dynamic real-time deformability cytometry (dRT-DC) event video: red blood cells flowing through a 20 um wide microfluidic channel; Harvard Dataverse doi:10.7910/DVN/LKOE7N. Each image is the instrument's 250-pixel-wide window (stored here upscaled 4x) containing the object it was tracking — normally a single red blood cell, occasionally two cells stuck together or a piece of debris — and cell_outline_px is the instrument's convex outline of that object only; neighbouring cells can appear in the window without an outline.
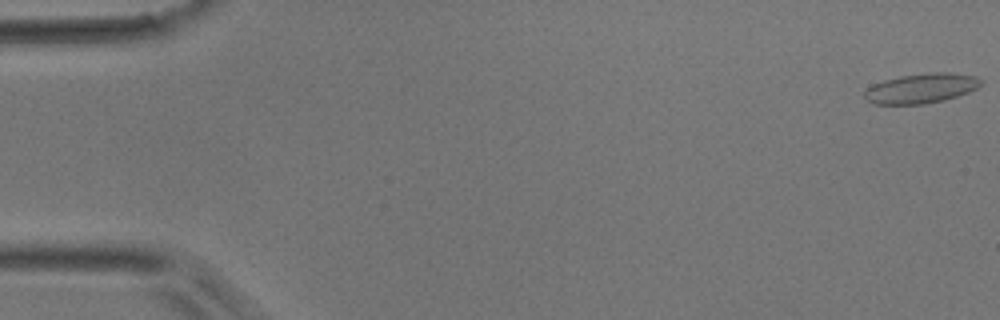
{"species": "common noctule bat (a hibernating species)", "species_latin": "Nyctalus noctula", "temperature_condition": "room temperature", "stored_images_in_passage": 50, "camera_frame_rate_fps": 3000, "um_per_image_px": 0.085, "animal": {"sex": "male", "body_mass_g": 17.9}, "frame": {"image": 1, "passage_image": 1, "time_ms": 0.0, "image_size_px": [1000, 320], "cell_outline_px": [[984, 84], [968, 92], [944, 100], [924, 104], [872, 104], [864, 96], [864, 92], [872, 84], [884, 80], [900, 76], [928, 72], [948, 72], [976, 76], [984, 80]], "centroid_in_image_um": [78.33, 7.5], "position_along_channel_um": 6.7, "area_um2": 20.35}}
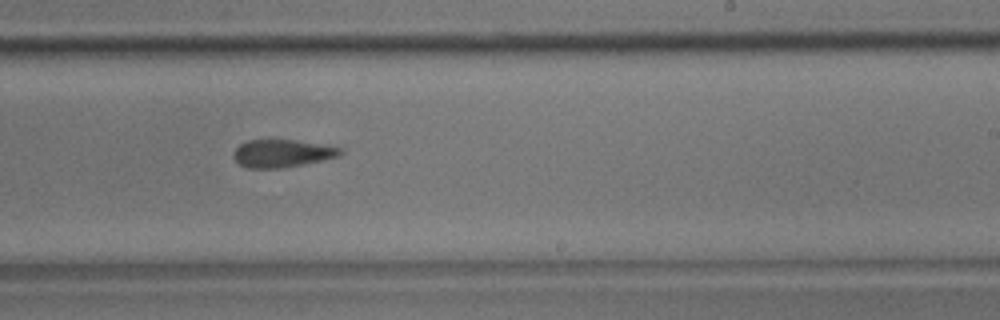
{"frame": {"image": 2, "passage_image": 31, "time_ms": 10.0, "image_size_px": [1000, 320], "cell_outline_px": [[344, 152], [340, 156], [324, 160], [304, 164], [280, 168], [248, 168], [240, 164], [232, 156], [232, 152], [240, 144], [248, 140], [296, 140], [328, 144], [344, 148]], "centroid_in_image_um": [24.05, 13.02], "position_along_channel_um": 264.9, "area_um2": 17.57}}
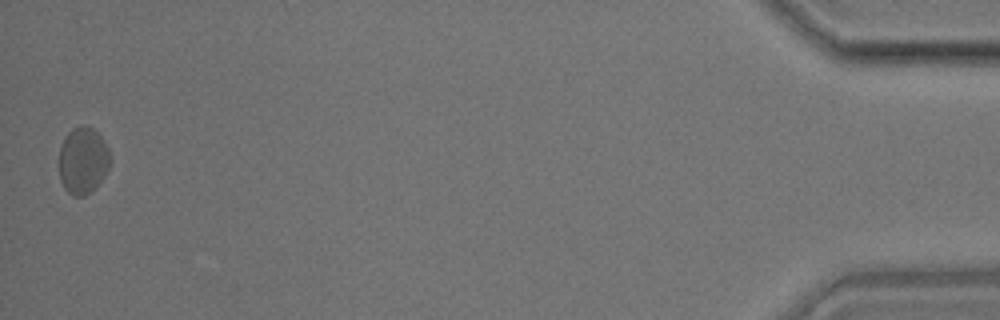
{"frame": {"image": 3, "passage_image": 50, "time_ms": 16.333, "image_size_px": [1000, 320], "cell_outline_px": [[112, 160], [108, 168], [92, 192], [84, 196], [72, 196], [64, 188], [60, 180], [60, 148], [64, 136], [72, 128], [80, 124], [84, 124], [92, 128], [104, 140], [108, 148]], "centroid_in_image_um": [7.05, 13.63], "position_along_channel_um": 428.1, "area_um2": 20.06}}